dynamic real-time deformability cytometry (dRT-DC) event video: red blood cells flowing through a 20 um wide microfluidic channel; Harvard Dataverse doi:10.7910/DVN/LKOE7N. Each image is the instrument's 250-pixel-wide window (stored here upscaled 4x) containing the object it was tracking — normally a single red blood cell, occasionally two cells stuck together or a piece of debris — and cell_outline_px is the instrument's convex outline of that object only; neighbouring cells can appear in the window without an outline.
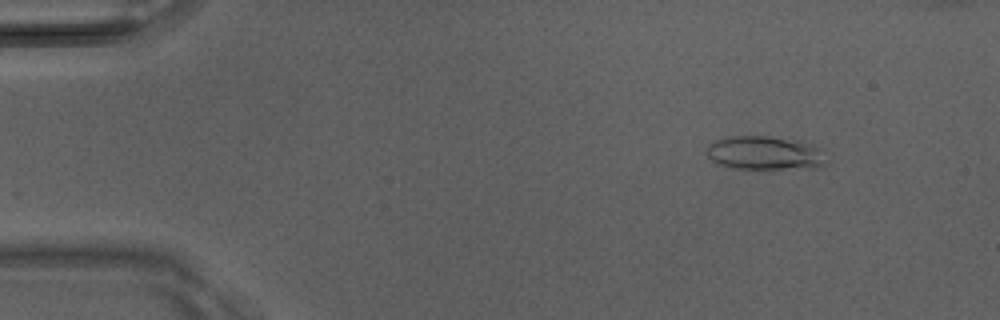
{"species": "Egyptian fruit bat (a non-hibernating species)", "species_latin": "Rousettus aegyptiacus", "temperature_condition": "room temperature", "stored_images_in_passage": 50, "camera_frame_rate_fps": 3000, "um_per_image_px": 0.085, "animal": {"sex": "male"}, "frame": {"image": 1, "passage_image": 5, "time_ms": 1.333, "image_size_px": [1000, 320], "cell_outline_px": [[828, 164], [820, 168], [736, 168], [716, 164], [704, 152], [708, 144], [716, 140], [728, 136], [768, 136], [816, 144], [820, 148], [828, 160]], "centroid_in_image_um": [65.04, 13.01], "position_along_channel_um": 20.0, "area_um2": 23.81}}
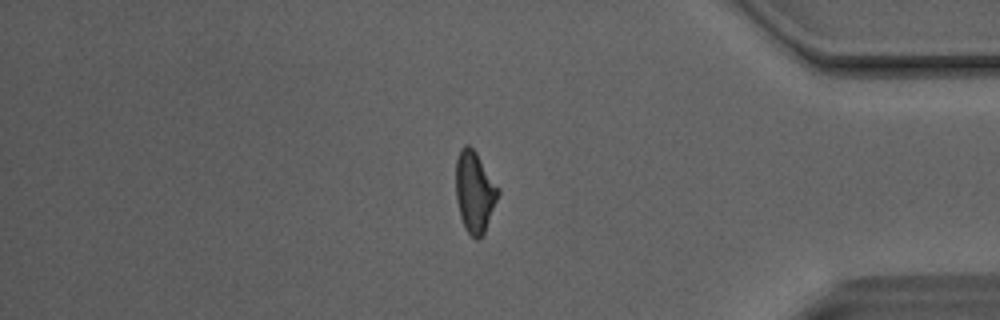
{"frame": {"image": 2, "passage_image": 41, "time_ms": 13.333, "image_size_px": [1000, 320], "cell_outline_px": [[500, 192], [484, 232], [480, 240], [476, 240], [468, 232], [460, 216], [456, 200], [456, 160], [460, 148], [464, 144], [468, 144], [476, 152], [500, 188]], "centroid_in_image_um": [40.34, 16.28], "position_along_channel_um": 394.9, "area_um2": 20.0}}
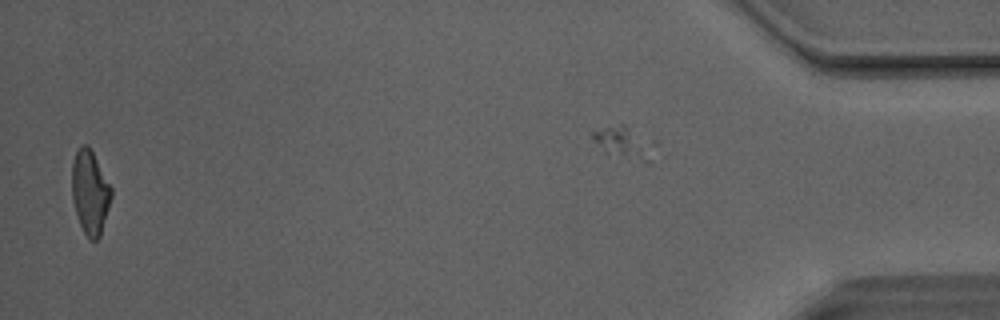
{"frame": {"image": 3, "passage_image": 48, "time_ms": 15.667, "image_size_px": [1000, 320], "cell_outline_px": [[112, 196], [100, 236], [96, 240], [88, 240], [80, 224], [72, 200], [72, 164], [76, 152], [80, 144], [88, 144], [112, 188]], "centroid_in_image_um": [7.65, 16.34], "position_along_channel_um": 427.6, "area_um2": 19.19}, "authors_computed_cell_mechanics": {"area_um2": 20.23, "velocity_mm_per_s": 4.1413, "shape_relaxation_time_tau1_ms": 5.5798, "shape_relaxation_time_tau2_ms": 1.8109, "deformation_change_tau1": 0.2106, "deformation_change_tau2": 0.1185}}